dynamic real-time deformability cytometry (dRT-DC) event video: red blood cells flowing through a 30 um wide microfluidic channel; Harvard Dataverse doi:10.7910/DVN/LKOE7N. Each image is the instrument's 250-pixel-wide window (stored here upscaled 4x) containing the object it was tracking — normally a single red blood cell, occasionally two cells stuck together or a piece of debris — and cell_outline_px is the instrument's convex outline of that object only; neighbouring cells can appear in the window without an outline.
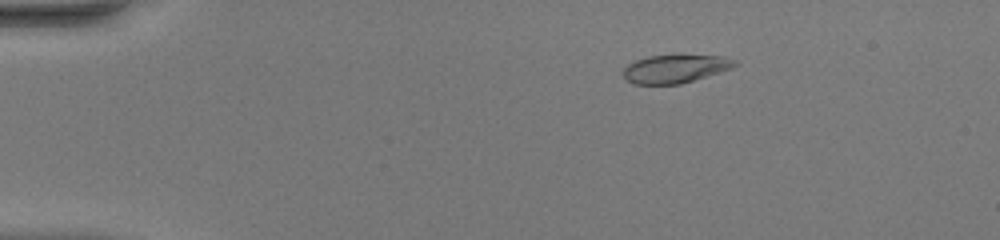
{"species": "common noctule bat (a hibernating species)", "species_latin": "Nyctalus noctula", "temperature_condition": "warm", "stored_images_in_passage": 42, "camera_frame_rate_fps": 3000, "um_per_image_px": 0.085, "animal": {"sex": "female", "body_mass_g": 20.0, "forearm_length_mm": 54.0}, "frame": {"image": 1, "passage_image": 1, "time_ms": 0.0, "image_size_px": [1000, 240], "cell_outline_px": [[740, 64], [732, 68], [680, 84], [632, 84], [624, 76], [624, 68], [628, 64], [636, 60], [648, 56], [680, 52], [724, 56], [736, 60]], "centroid_in_image_um": [57.45, 5.78], "position_along_channel_um": 27.5, "area_um2": 19.13}}
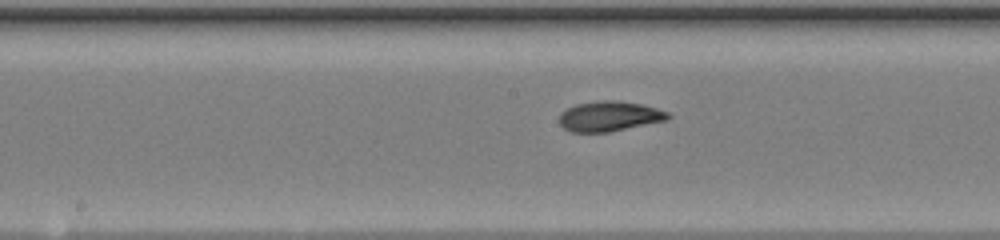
{"frame": {"image": 2, "passage_image": 19, "time_ms": 6.0, "image_size_px": [1000, 240], "cell_outline_px": [[672, 116], [668, 120], [608, 132], [572, 132], [564, 128], [560, 124], [560, 112], [576, 104], [600, 100], [612, 100], [640, 104], [656, 108], [668, 112]], "centroid_in_image_um": [51.8, 9.88], "position_along_channel_um": 196.4, "area_um2": 18.96}}
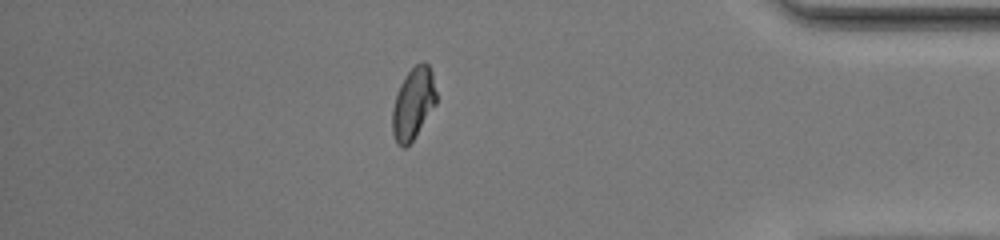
{"frame": {"image": 3, "passage_image": 36, "time_ms": 11.667, "image_size_px": [1000, 240], "cell_outline_px": [[436, 104], [412, 140], [404, 148], [400, 148], [396, 144], [392, 132], [392, 108], [400, 84], [404, 76], [416, 64], [424, 60], [428, 64], [432, 72], [436, 92]], "centroid_in_image_um": [35.11, 8.79], "position_along_channel_um": 400.1, "area_um2": 18.32}, "authors_computed_cell_mechanics": {"area_um2": 18.5249, "velocity_mm_per_s": 4.1552, "shape_relaxation_time_tau1_ms": 3.592, "shape_relaxation_time_tau2_ms": 1.2823, "deformation_change_tau1": 0.1792, "deformation_change_tau2": 0.0628}}